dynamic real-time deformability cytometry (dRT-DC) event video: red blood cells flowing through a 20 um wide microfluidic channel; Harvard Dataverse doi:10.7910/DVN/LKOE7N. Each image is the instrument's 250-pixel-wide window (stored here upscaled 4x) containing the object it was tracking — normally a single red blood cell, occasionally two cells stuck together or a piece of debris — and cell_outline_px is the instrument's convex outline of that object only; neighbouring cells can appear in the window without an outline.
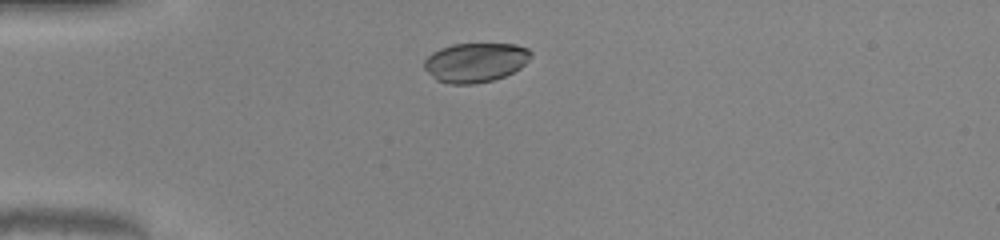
{"species": "common noctule bat (a hibernating species)", "species_latin": "Nyctalus noctula", "temperature_condition": "warm", "stored_images_in_passage": 31, "camera_frame_rate_fps": 3000, "um_per_image_px": 0.085, "animal": {"sex": "male", "body_mass_g": 20.0, "forearm_length_mm": 53.3}, "frame": {"image": 1, "passage_image": 1, "time_ms": 0.0, "image_size_px": [1000, 240], "cell_outline_px": [[532, 56], [520, 68], [504, 76], [492, 80], [472, 84], [448, 84], [436, 80], [424, 68], [424, 60], [432, 52], [440, 48], [452, 44], [516, 44], [528, 48], [532, 52]], "centroid_in_image_um": [40.4, 5.3], "position_along_channel_um": 44.6, "area_um2": 24.51}}
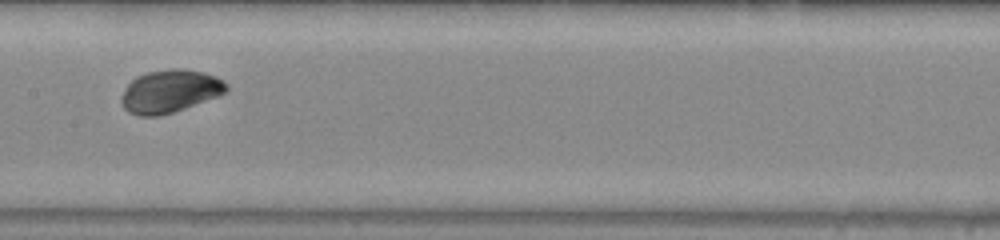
{"frame": {"image": 2, "passage_image": 14, "time_ms": 4.333, "image_size_px": [1000, 240], "cell_outline_px": [[228, 88], [220, 96], [172, 112], [156, 116], [140, 116], [128, 112], [124, 108], [120, 100], [120, 96], [124, 88], [136, 76], [148, 72], [172, 68], [184, 68], [204, 72], [216, 76], [228, 84]], "centroid_in_image_um": [14.43, 7.74], "position_along_channel_um": 193.0, "area_um2": 26.36}}
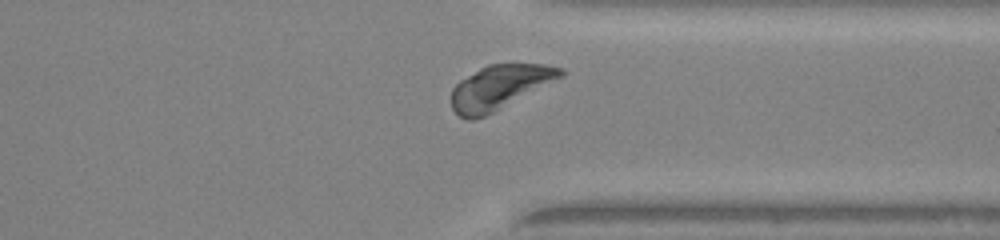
{"frame": {"image": 3, "passage_image": 27, "time_ms": 8.667, "image_size_px": [1000, 240], "cell_outline_px": [[568, 72], [564, 76], [484, 116], [472, 120], [468, 120], [460, 116], [452, 108], [452, 88], [460, 80], [480, 68], [488, 64], [544, 64], [564, 68]], "centroid_in_image_um": [42.48, 7.39], "position_along_channel_um": 368.9, "area_um2": 27.8}, "authors_computed_cell_mechanics": {"area_um2": 26.1256, "velocity_mm_per_s": 4.0602, "shape_relaxation_time_tau1_ms": 1.5415, "shape_relaxation_time_tau2_ms": null, "deformation_change_tau1": 0.0896, "deformation_change_tau2": null}}